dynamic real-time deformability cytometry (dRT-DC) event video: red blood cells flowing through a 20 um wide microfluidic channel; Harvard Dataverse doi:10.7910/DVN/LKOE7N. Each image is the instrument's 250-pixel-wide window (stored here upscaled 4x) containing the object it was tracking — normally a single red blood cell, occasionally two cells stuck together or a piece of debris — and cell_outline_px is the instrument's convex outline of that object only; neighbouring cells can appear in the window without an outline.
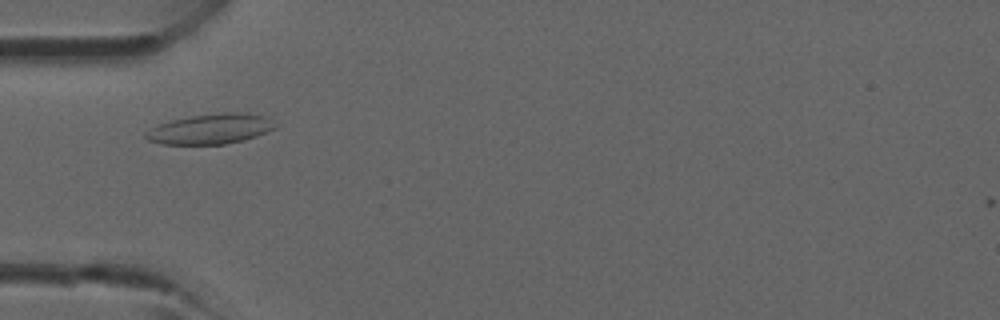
{"species": "common noctule bat (a hibernating species)", "species_latin": "Nyctalus noctula", "temperature_condition": "room temperature", "stored_images_in_passage": 2, "camera_frame_rate_fps": 3000, "um_per_image_px": 0.085, "animal": {"sex": "male", "forearm_length_mm": 52.5}, "frame": {"image": 1, "passage_image": 1, "time_ms": 0.0, "image_size_px": [1000, 320], "cell_outline_px": [[276, 128], [256, 136], [244, 140], [224, 144], [160, 144], [148, 140], [144, 136], [152, 128], [160, 124], [172, 120], [192, 116], [224, 112], [244, 112], [268, 116]], "centroid_in_image_um": [17.93, 10.95], "position_along_channel_um": 67.1, "area_um2": 22.54}}
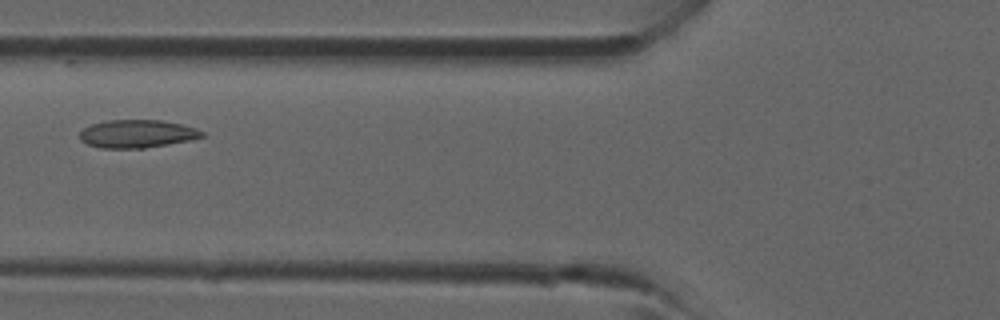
{"frame": {"image": 2, "passage_image": 2, "time_ms": 1.0, "image_size_px": [1000, 320], "cell_outline_px": [[204, 136], [188, 140], [144, 148], [100, 148], [88, 144], [80, 140], [80, 132], [84, 128], [92, 124], [108, 120], [160, 120], [180, 124], [196, 128], [204, 132]], "centroid_in_image_um": [11.63, 11.37], "position_along_channel_um": 114.2, "area_um2": 19.71}}